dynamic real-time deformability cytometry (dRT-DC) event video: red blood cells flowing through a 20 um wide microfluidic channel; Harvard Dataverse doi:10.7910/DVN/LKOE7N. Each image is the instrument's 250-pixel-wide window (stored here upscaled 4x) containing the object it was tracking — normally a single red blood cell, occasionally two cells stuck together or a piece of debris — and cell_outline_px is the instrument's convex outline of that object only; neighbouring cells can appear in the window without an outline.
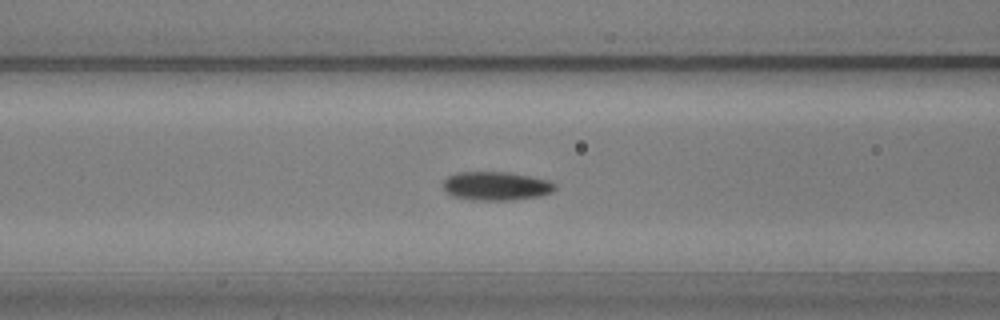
{"species": "common noctule bat (a hibernating species)", "species_latin": "Nyctalus noctula", "temperature_condition": "warm", "stored_images_in_passage": 56, "camera_frame_rate_fps": 3000, "um_per_image_px": 0.085, "animal": {"sex": "male", "body_mass_g": 20.5, "forearm_length_mm": 52.5}, "frame": {"image": 1, "passage_image": 22, "time_ms": 7.0, "image_size_px": [1000, 320], "cell_outline_px": [[556, 188], [552, 192], [540, 196], [512, 200], [472, 200], [452, 196], [444, 188], [444, 180], [448, 176], [456, 172], [508, 172], [532, 176], [548, 180], [556, 184]], "centroid_in_image_um": [42.19, 15.81], "position_along_channel_um": 124.4, "area_um2": 18.79}}
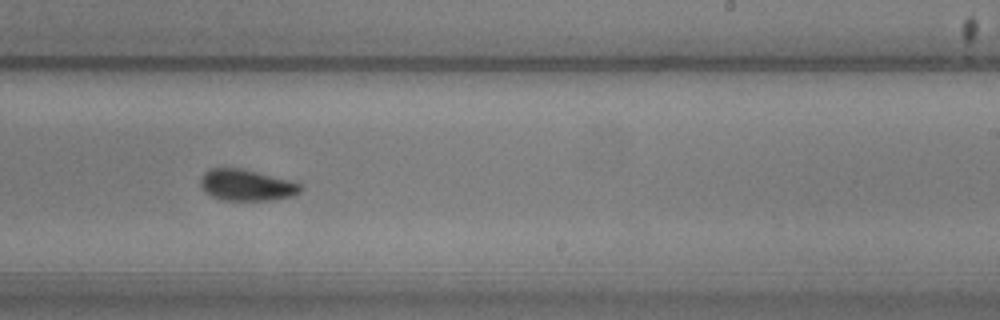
{"frame": {"image": 2, "passage_image": 34, "time_ms": 11.0, "image_size_px": [1000, 320], "cell_outline_px": [[300, 192], [292, 196], [272, 200], [220, 200], [204, 192], [200, 184], [200, 176], [208, 168], [240, 168], [288, 180], [300, 184]], "centroid_in_image_um": [20.88, 15.74], "position_along_channel_um": 268.1, "area_um2": 18.15}}
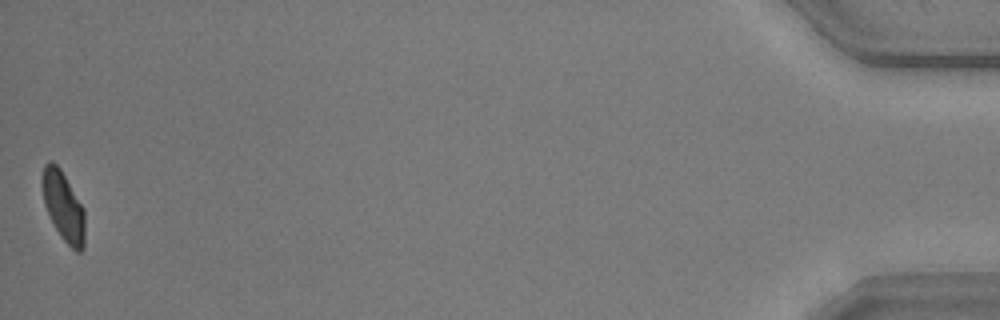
{"frame": {"image": 3, "passage_image": 56, "time_ms": 18.333, "image_size_px": [1000, 320], "cell_outline_px": [[84, 248], [80, 252], [76, 252], [60, 236], [44, 204], [40, 180], [44, 164], [48, 160], [52, 160], [60, 168], [84, 208]], "centroid_in_image_um": [5.36, 17.49], "position_along_channel_um": 429.8, "area_um2": 17.34}, "authors_computed_cell_mechanics": {"area_um2": 17.8602, "velocity_mm_per_s": 3.5922, "shape_relaxation_time_tau1_ms": 2.7047, "shape_relaxation_time_tau2_ms": 1.7349, "deformation_change_tau1": 0.0988, "deformation_change_tau2": 0.058}}